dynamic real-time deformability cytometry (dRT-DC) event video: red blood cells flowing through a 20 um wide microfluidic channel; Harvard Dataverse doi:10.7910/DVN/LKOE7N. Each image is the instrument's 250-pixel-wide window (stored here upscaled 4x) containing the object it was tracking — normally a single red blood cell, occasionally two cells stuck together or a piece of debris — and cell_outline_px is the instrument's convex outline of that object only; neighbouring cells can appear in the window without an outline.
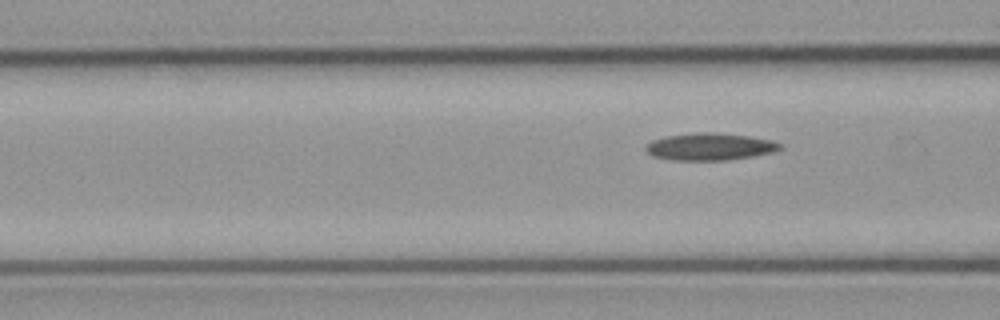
{"species": "common noctule bat (a hibernating species)", "species_latin": "Nyctalus noctula", "temperature_condition": "cold", "stored_images_in_passage": 8, "camera_frame_rate_fps": 3000, "um_per_image_px": 0.085, "animal": {"sex": "male", "body_mass_g": 23.1, "forearm_length_mm": 52.7}, "frame": {"image": 1, "passage_image": 8, "time_ms": 9.0, "image_size_px": [1000, 320], "cell_outline_px": [[784, 148], [772, 152], [752, 156], [728, 160], [672, 160], [652, 156], [644, 148], [652, 140], [664, 136], [700, 132], [716, 132], [748, 136], [772, 140], [780, 144]], "centroid_in_image_um": [60.33, 12.46], "position_along_channel_um": 106.3, "area_um2": 21.27}}